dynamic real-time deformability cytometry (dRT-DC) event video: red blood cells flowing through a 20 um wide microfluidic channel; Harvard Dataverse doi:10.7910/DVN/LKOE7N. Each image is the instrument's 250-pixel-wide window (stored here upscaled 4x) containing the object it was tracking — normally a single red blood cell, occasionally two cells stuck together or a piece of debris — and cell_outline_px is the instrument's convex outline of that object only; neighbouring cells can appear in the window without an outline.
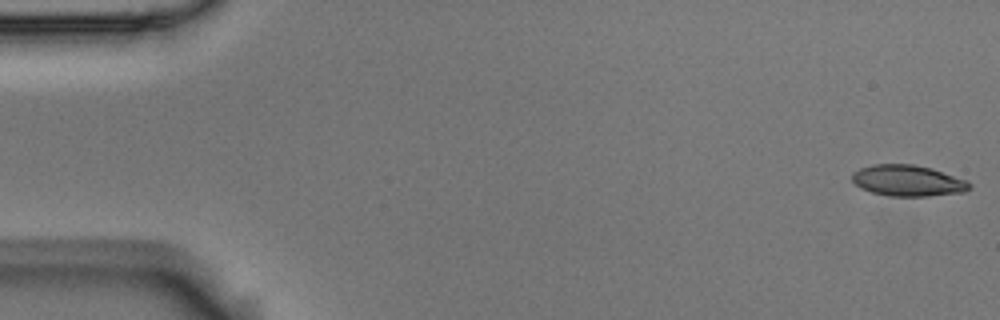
{"species": "Egyptian fruit bat (a non-hibernating species)", "species_latin": "Rousettus aegyptiacus", "temperature_condition": "room temperature", "stored_images_in_passage": 5, "segment_of_instrument_passage": [2, 2], "camera_frame_rate_fps": 3000, "um_per_image_px": 0.085, "animal": {"sex": "male"}, "frame": {"image": 1, "passage_image": 5, "time_ms": 1.333, "image_size_px": [1000, 320], "cell_outline_px": [[972, 188], [964, 192], [928, 196], [888, 196], [872, 192], [860, 188], [852, 180], [852, 172], [860, 168], [872, 164], [912, 164], [932, 168], [968, 180], [972, 184]], "centroid_in_image_um": [77.19, 15.35], "position_along_channel_um": 7.8, "area_um2": 21.5}}